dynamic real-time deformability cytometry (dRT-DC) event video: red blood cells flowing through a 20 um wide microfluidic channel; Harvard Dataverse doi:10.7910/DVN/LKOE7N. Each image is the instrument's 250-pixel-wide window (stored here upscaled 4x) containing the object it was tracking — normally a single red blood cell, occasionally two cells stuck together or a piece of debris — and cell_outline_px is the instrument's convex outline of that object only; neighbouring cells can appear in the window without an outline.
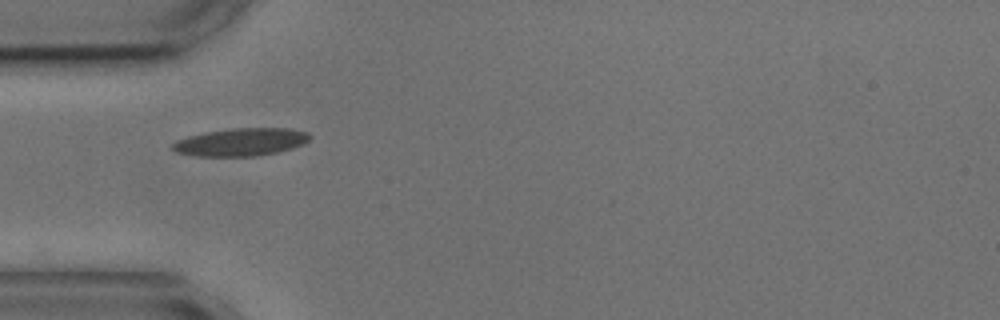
{"species": "common noctule bat (a hibernating species)", "species_latin": "Nyctalus noctula", "temperature_condition": "cold", "stored_images_in_passage": 8, "camera_frame_rate_fps": 3000, "um_per_image_px": 0.085, "animal": {"sex": "male", "body_mass_g": 17.9, "forearm_length_mm": 54.2}, "frame": {"image": 1, "passage_image": 5, "time_ms": 4.667, "image_size_px": [1000, 320], "cell_outline_px": [[312, 136], [304, 144], [292, 148], [276, 152], [256, 156], [196, 156], [176, 152], [172, 148], [172, 144], [176, 140], [188, 136], [204, 132], [232, 128], [292, 128], [308, 132]], "centroid_in_image_um": [20.49, 12.06], "position_along_channel_um": 64.5, "area_um2": 22.31}}
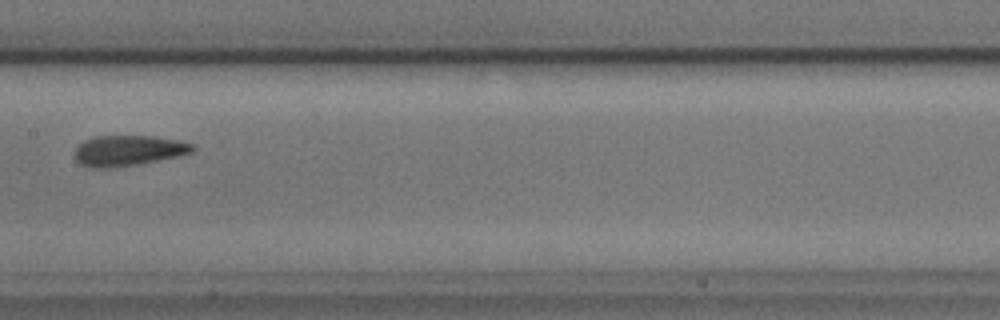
{"frame": {"image": 2, "passage_image": 8, "time_ms": 8.333, "image_size_px": [1000, 320], "cell_outline_px": [[196, 148], [192, 152], [180, 156], [140, 164], [112, 168], [92, 168], [80, 164], [76, 160], [76, 148], [84, 140], [96, 136], [152, 136], [180, 140], [196, 144]], "centroid_in_image_um": [10.96, 12.8], "position_along_channel_um": 196.4, "area_um2": 21.21}}